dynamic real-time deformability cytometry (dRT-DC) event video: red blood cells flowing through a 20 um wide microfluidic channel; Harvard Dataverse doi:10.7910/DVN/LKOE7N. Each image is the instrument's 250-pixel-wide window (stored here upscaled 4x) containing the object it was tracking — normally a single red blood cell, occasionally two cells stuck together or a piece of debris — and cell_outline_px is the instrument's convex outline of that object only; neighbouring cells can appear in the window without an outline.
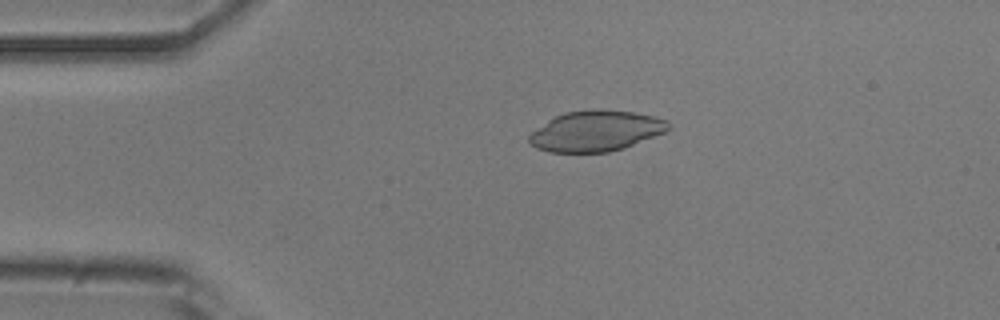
{"species": "common noctule bat (a hibernating species)", "species_latin": "Nyctalus noctula", "temperature_condition": "room temperature", "stored_images_in_passage": 5, "camera_frame_rate_fps": 3000, "um_per_image_px": 0.085, "animal": {"sex": "male", "body_mass_g": 20.5, "forearm_length_mm": 52.5}, "frame": {"image": 1, "passage_image": 4, "time_ms": 1.0, "image_size_px": [1000, 320], "cell_outline_px": [[672, 128], [664, 132], [624, 148], [608, 152], [548, 152], [536, 148], [528, 140], [528, 136], [532, 132], [548, 120], [564, 112], [592, 108], [632, 112], [656, 116], [668, 120]], "centroid_in_image_um": [50.67, 11.12], "position_along_channel_um": 34.3, "area_um2": 33.06}}